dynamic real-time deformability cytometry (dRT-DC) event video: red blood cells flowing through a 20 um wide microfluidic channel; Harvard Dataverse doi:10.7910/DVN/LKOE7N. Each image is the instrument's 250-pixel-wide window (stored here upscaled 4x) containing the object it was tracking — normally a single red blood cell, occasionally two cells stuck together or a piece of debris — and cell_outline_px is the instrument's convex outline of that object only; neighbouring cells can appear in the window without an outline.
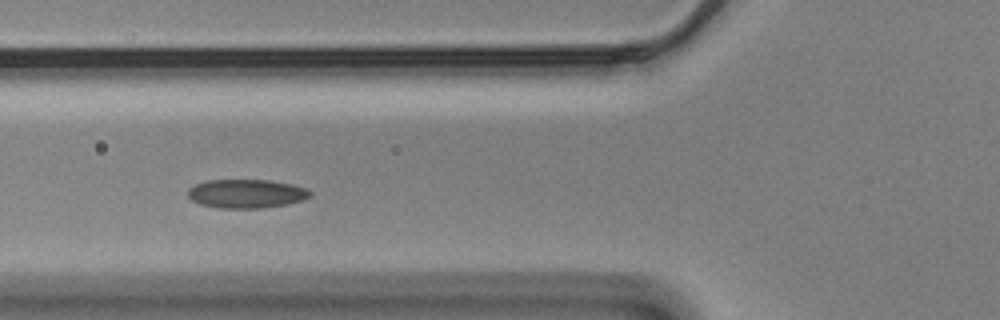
{"species": "Egyptian fruit bat (a non-hibernating species)", "species_latin": "Rousettus aegyptiacus", "temperature_condition": "cold", "stored_images_in_passage": 12, "camera_frame_rate_fps": 3000, "um_per_image_px": 0.085, "animal": {"sex": "male"}, "frame": {"image": 1, "passage_image": 6, "time_ms": 1.667, "image_size_px": [1000, 320], "cell_outline_px": [[312, 196], [304, 200], [288, 204], [260, 208], [220, 208], [200, 204], [192, 200], [188, 196], [188, 188], [196, 184], [208, 180], [268, 180], [292, 184], [308, 188], [312, 192]], "centroid_in_image_um": [20.98, 16.46], "position_along_channel_um": 104.8, "area_um2": 20.63}}
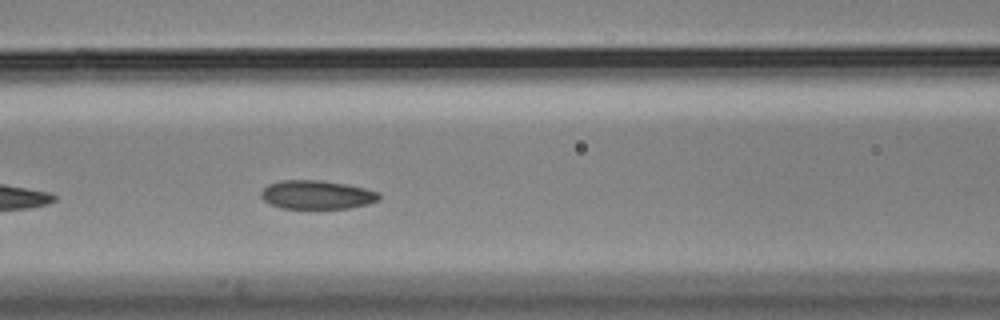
{"frame": {"image": 2, "passage_image": 9, "time_ms": 2.667, "image_size_px": [1000, 320], "cell_outline_px": [[380, 200], [368, 204], [348, 208], [280, 208], [264, 200], [260, 196], [260, 192], [268, 184], [280, 180], [320, 180], [344, 184], [364, 188], [380, 192]], "centroid_in_image_um": [26.93, 16.55], "position_along_channel_um": 139.7, "area_um2": 19.71}}